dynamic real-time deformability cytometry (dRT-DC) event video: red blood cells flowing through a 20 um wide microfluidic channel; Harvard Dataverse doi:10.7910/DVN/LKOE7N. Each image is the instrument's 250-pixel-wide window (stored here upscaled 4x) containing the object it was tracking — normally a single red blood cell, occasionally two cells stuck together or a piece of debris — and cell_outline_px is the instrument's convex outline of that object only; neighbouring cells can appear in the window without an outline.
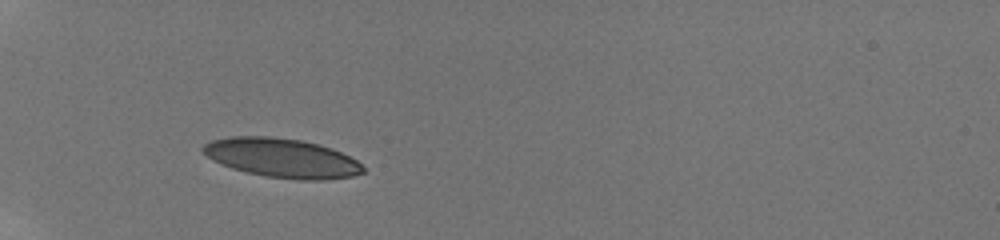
{"species": "human", "species_latin": "Homo sapiens", "temperature_condition": "room temperature", "stored_images_in_passage": 19, "camera_frame_rate_fps": 3000, "um_per_image_px": 0.085, "donor": {"sex": "male"}, "frame": {"image": 1, "passage_image": 1, "time_ms": 0.0, "image_size_px": [1000, 240], "cell_outline_px": [[364, 172], [352, 176], [324, 180], [300, 180], [264, 176], [232, 168], [220, 164], [212, 160], [200, 152], [200, 148], [204, 144], [212, 140], [232, 136], [268, 136], [300, 140], [320, 144], [332, 148], [356, 160], [364, 168]], "centroid_in_image_um": [23.92, 13.42], "position_along_channel_um": 61.1, "area_um2": 36.65}}
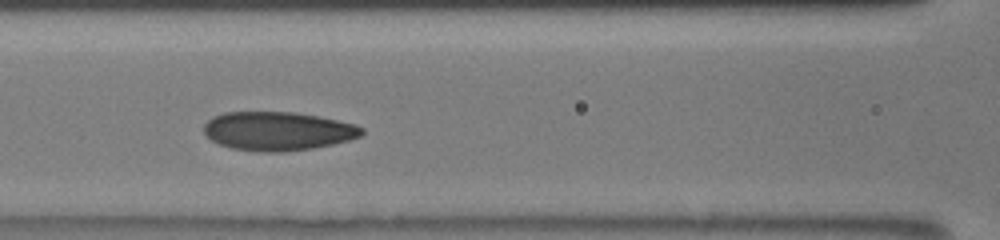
{"frame": {"image": 2, "passage_image": 9, "time_ms": 2.667, "image_size_px": [1000, 240], "cell_outline_px": [[364, 132], [360, 136], [348, 140], [332, 144], [312, 148], [284, 152], [260, 152], [232, 148], [220, 144], [212, 140], [204, 132], [204, 124], [212, 116], [224, 112], [296, 112], [320, 116], [356, 124], [364, 128]], "centroid_in_image_um": [23.62, 11.13], "position_along_channel_um": 143.0, "area_um2": 35.78}}
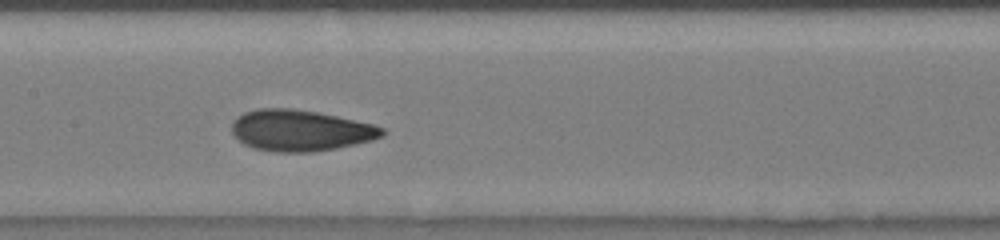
{"frame": {"image": 3, "passage_image": 12, "time_ms": 3.667, "image_size_px": [1000, 240], "cell_outline_px": [[388, 132], [384, 136], [372, 140], [356, 144], [336, 148], [312, 152], [280, 152], [256, 148], [244, 144], [232, 132], [232, 120], [236, 116], [244, 112], [256, 108], [292, 108], [316, 112], [336, 116], [372, 124], [384, 128]], "centroid_in_image_um": [25.54, 11.08], "position_along_channel_um": 181.9, "area_um2": 36.07}}